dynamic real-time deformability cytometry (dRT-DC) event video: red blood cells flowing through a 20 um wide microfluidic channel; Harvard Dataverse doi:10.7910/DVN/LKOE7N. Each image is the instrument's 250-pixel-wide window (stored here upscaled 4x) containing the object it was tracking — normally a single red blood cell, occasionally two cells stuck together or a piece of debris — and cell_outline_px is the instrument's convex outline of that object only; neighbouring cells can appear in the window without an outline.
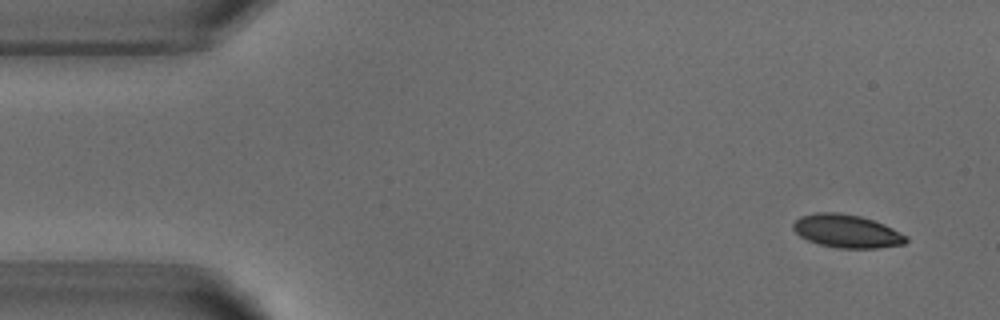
{"species": "common noctule bat (a hibernating species)", "species_latin": "Nyctalus noctula", "temperature_condition": "warm", "stored_images_in_passage": 4, "camera_frame_rate_fps": 3000, "um_per_image_px": 0.085, "animal": {"sex": "male", "body_mass_g": 18.8}, "frame": {"image": 1, "passage_image": 1, "time_ms": 0.0, "image_size_px": [1000, 320], "cell_outline_px": [[908, 240], [904, 244], [876, 248], [840, 248], [820, 244], [808, 240], [800, 236], [792, 228], [792, 224], [800, 216], [816, 212], [836, 212], [860, 216], [884, 224], [908, 236]], "centroid_in_image_um": [71.97, 19.64], "position_along_channel_um": 13.0, "area_um2": 21.73}}
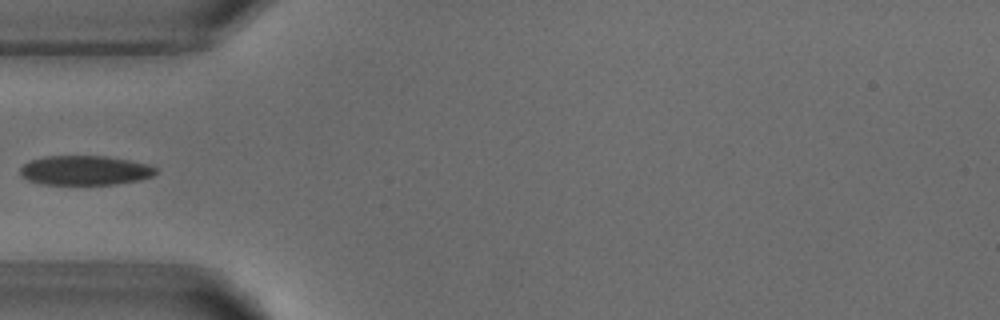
{"frame": {"image": 2, "passage_image": 4, "time_ms": 4.333, "image_size_px": [1000, 320], "cell_outline_px": [[156, 176], [140, 180], [116, 184], [44, 184], [28, 180], [20, 176], [20, 168], [28, 160], [44, 156], [108, 156], [132, 160], [148, 164], [156, 168]], "centroid_in_image_um": [7.24, 14.47], "position_along_channel_um": 77.8, "area_um2": 23.58}}